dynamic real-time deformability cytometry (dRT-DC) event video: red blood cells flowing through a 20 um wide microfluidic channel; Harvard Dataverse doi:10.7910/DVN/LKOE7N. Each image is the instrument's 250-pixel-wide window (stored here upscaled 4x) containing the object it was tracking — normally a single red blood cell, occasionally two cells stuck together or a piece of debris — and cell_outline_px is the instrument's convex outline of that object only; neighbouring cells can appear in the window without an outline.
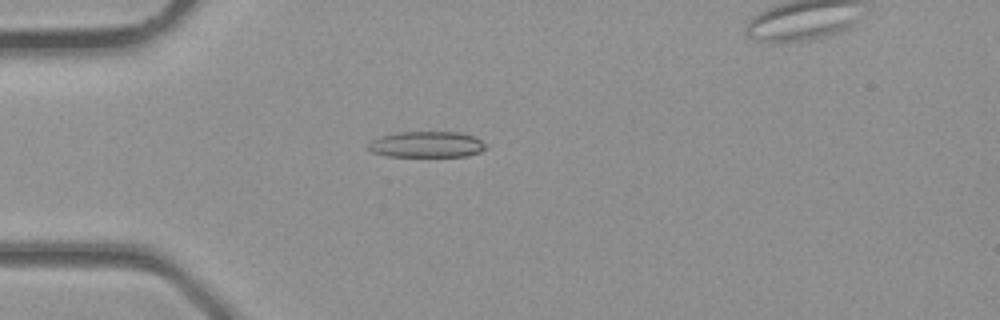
{"species": "common noctule bat (a hibernating species)", "species_latin": "Nyctalus noctula", "temperature_condition": "room temperature", "stored_images_in_passage": 2, "segment_of_instrument_passage": [1, 2], "camera_frame_rate_fps": 3000, "um_per_image_px": 0.085, "animal": {"sex": "male", "body_mass_g": 23.1, "forearm_length_mm": 52.7}, "frame": {"image": 1, "passage_image": 1, "time_ms": 0.0, "image_size_px": [1000, 320], "cell_outline_px": [[488, 148], [480, 152], [464, 156], [388, 156], [372, 152], [368, 148], [368, 144], [372, 140], [380, 136], [400, 132], [460, 132], [476, 136], [488, 144]], "centroid_in_image_um": [36.33, 12.27], "position_along_channel_um": 48.7, "area_um2": 17.98}}